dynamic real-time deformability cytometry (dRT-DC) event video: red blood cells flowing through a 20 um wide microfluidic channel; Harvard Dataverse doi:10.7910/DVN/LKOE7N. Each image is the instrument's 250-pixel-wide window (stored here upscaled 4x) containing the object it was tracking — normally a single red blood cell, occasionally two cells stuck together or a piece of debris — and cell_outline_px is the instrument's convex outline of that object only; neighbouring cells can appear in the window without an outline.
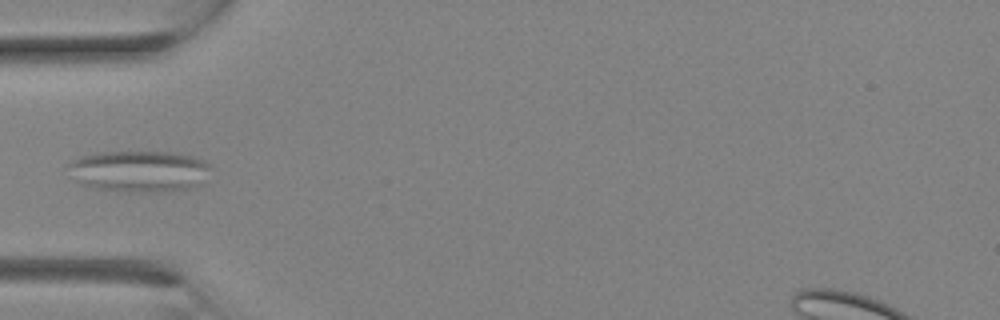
{"species": "Egyptian fruit bat (a non-hibernating species)", "species_latin": "Rousettus aegyptiacus", "temperature_condition": "room temperature", "stored_images_in_passage": 10, "camera_frame_rate_fps": 3000, "um_per_image_px": 0.085, "animal": {"sex": "female"}, "frame": {"image": 1, "passage_image": 9, "time_ms": 2.667, "image_size_px": [1000, 320], "cell_outline_px": [[212, 168], [204, 184], [192, 188], [164, 192], [116, 192], [92, 188], [80, 184], [68, 164], [72, 160], [80, 156], [92, 152], [176, 152], [196, 156], [204, 160]], "centroid_in_image_um": [11.91, 14.56], "position_along_channel_um": 73.1, "area_um2": 35.2}}